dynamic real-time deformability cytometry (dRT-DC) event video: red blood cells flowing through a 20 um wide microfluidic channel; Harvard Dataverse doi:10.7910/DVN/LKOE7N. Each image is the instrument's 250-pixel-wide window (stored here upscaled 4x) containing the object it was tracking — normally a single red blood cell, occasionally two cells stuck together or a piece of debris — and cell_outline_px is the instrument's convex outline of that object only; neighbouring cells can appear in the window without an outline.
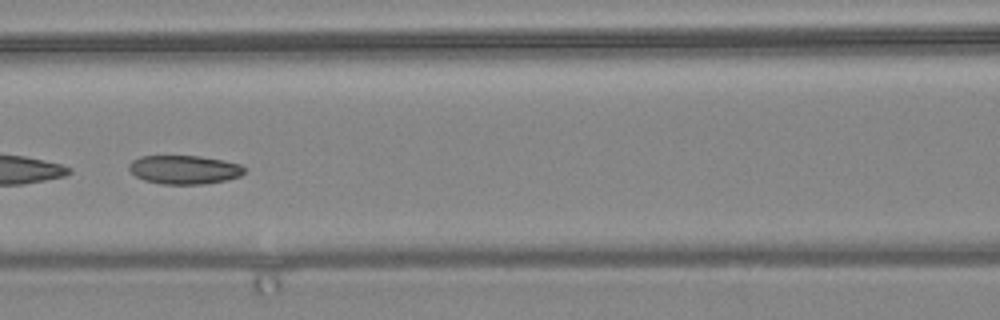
{"species": "common noctule bat (a hibernating species)", "species_latin": "Nyctalus noctula", "temperature_condition": "warm", "stored_images_in_passage": 10, "segment_of_instrument_passage": [2, 2], "camera_frame_rate_fps": 3000, "um_per_image_px": 0.085, "animal": {"sex": "female", "body_mass_g": 24.6, "forearm_length_mm": 56.2}, "frame": {"image": 1, "passage_image": 7, "time_ms": 2.0, "image_size_px": [1000, 320], "cell_outline_px": [[244, 172], [240, 176], [224, 180], [204, 184], [160, 184], [144, 180], [136, 176], [128, 168], [128, 164], [132, 160], [140, 156], [200, 156], [224, 160], [240, 164], [244, 168]], "centroid_in_image_um": [15.64, 14.41], "position_along_channel_um": 151.0, "area_um2": 19.31}}
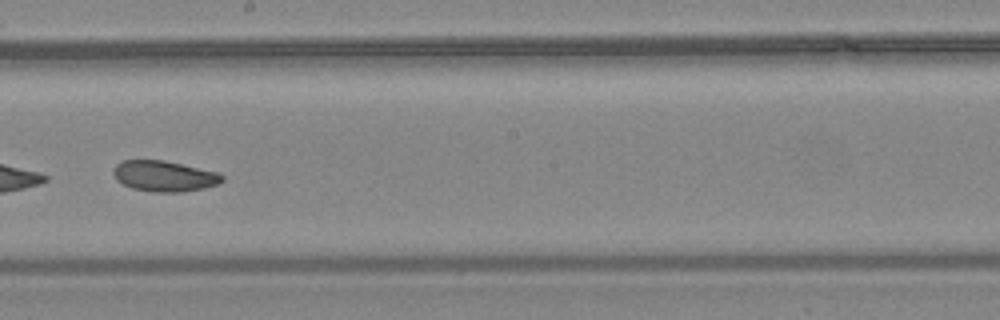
{"frame": {"image": 2, "passage_image": 9, "time_ms": 2.667, "image_size_px": [1000, 320], "cell_outline_px": [[224, 180], [216, 184], [204, 188], [184, 192], [152, 192], [132, 188], [116, 180], [112, 172], [116, 164], [124, 160], [164, 160], [220, 172], [224, 176]], "centroid_in_image_um": [13.98, 14.97], "position_along_channel_um": 234.2, "area_um2": 19.65}}
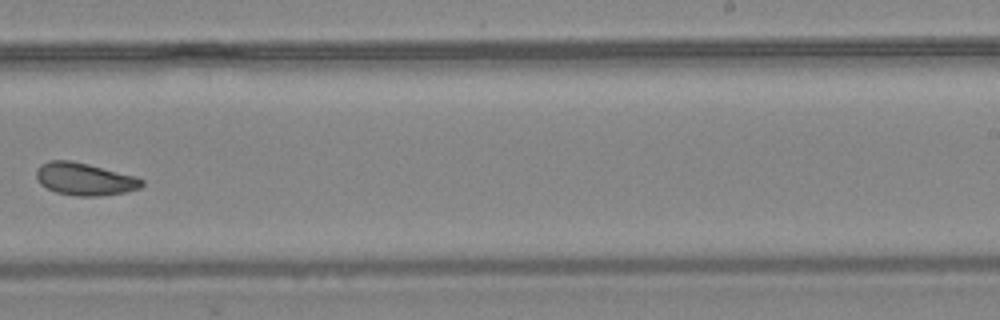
{"frame": {"image": 3, "passage_image": 10, "time_ms": 3.0, "image_size_px": [1000, 320], "cell_outline_px": [[144, 184], [140, 188], [128, 192], [100, 196], [76, 196], [56, 192], [40, 184], [36, 176], [36, 168], [40, 164], [48, 160], [72, 160], [136, 176], [144, 180]], "centroid_in_image_um": [7.2, 15.22], "position_along_channel_um": 281.8, "area_um2": 20.17}}